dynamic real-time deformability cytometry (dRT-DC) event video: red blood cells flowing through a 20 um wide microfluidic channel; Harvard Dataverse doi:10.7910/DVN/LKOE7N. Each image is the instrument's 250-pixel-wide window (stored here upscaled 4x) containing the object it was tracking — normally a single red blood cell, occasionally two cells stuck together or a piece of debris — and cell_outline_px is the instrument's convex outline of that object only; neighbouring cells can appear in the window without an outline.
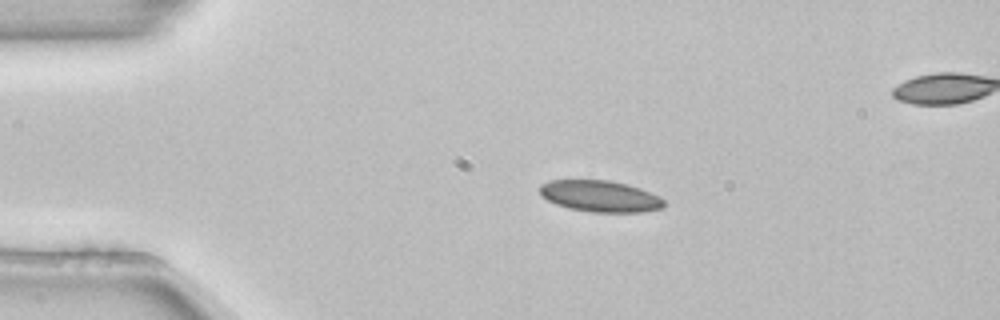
{"species": "common noctule bat (a hibernating species)", "species_latin": "Nyctalus noctula", "temperature_condition": "room temperature", "stored_images_in_passage": 4, "segment_of_instrument_passage": [1, 2], "camera_frame_rate_fps": 3000, "um_per_image_px": 0.085, "animal": {"sex": "female", "body_mass_g": 22.7, "forearm_length_mm": 54.2}, "frame": {"image": 1, "passage_image": 2, "time_ms": 0.333, "image_size_px": [1000, 320], "cell_outline_px": [[664, 208], [644, 212], [592, 212], [568, 208], [556, 204], [540, 196], [540, 184], [548, 180], [608, 180], [628, 184], [640, 188], [660, 196], [664, 200]], "centroid_in_image_um": [51.02, 16.67], "position_along_channel_um": 34.0, "area_um2": 22.95}}